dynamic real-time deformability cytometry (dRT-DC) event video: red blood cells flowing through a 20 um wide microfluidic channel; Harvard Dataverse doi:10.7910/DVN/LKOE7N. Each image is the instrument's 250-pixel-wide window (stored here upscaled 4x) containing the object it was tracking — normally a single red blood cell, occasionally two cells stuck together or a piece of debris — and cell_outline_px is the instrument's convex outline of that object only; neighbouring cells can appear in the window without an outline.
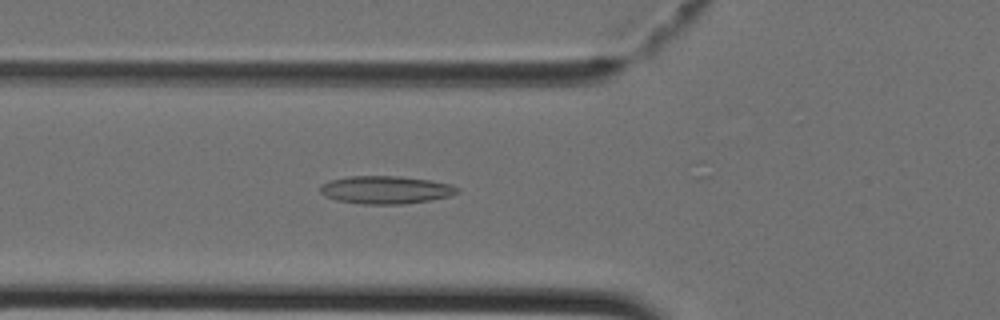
{"species": "Egyptian fruit bat (a non-hibernating species)", "species_latin": "Rousettus aegyptiacus", "temperature_condition": "cold", "stored_images_in_passage": 23, "camera_frame_rate_fps": 3000, "um_per_image_px": 0.085, "animal": {"sex": "female"}, "frame": {"image": 1, "passage_image": 12, "time_ms": 3.667, "image_size_px": [1000, 320], "cell_outline_px": [[460, 192], [448, 196], [428, 200], [400, 204], [360, 204], [336, 200], [324, 196], [320, 192], [320, 184], [332, 180], [348, 176], [400, 176], [428, 180], [448, 184], [460, 188]], "centroid_in_image_um": [32.74, 16.13], "position_along_channel_um": 93.1, "area_um2": 22.14}}
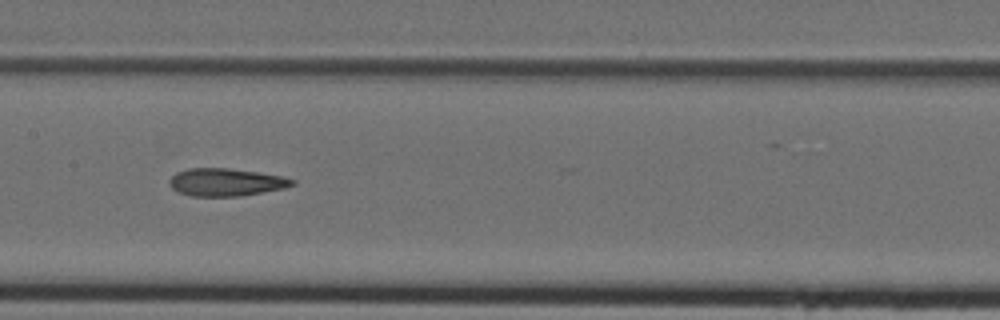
{"frame": {"image": 2, "passage_image": 18, "time_ms": 5.667, "image_size_px": [1000, 320], "cell_outline_px": [[296, 184], [284, 188], [240, 196], [192, 196], [180, 192], [172, 188], [168, 184], [168, 180], [176, 172], [188, 168], [228, 168], [284, 176], [296, 180]], "centroid_in_image_um": [19.21, 15.48], "position_along_channel_um": 188.2, "area_um2": 19.83}}
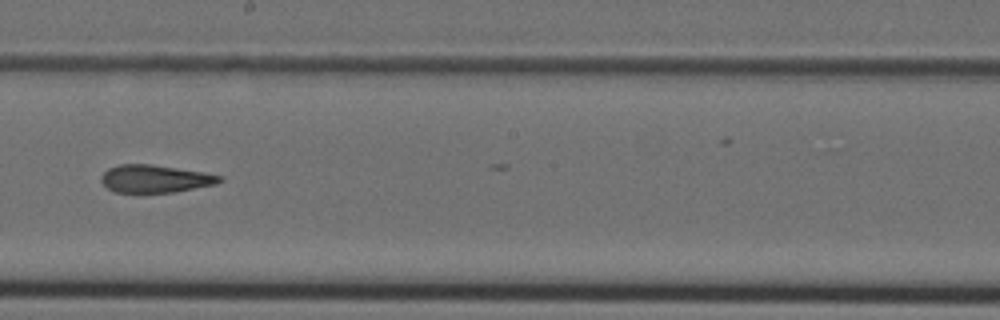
{"frame": {"image": 3, "passage_image": 21, "time_ms": 6.667, "image_size_px": [1000, 320], "cell_outline_px": [[224, 180], [216, 184], [176, 192], [116, 192], [108, 188], [100, 180], [100, 176], [108, 168], [120, 164], [148, 164], [204, 172], [224, 176]], "centroid_in_image_um": [13.21, 15.19], "position_along_channel_um": 235.0, "area_um2": 19.07}}